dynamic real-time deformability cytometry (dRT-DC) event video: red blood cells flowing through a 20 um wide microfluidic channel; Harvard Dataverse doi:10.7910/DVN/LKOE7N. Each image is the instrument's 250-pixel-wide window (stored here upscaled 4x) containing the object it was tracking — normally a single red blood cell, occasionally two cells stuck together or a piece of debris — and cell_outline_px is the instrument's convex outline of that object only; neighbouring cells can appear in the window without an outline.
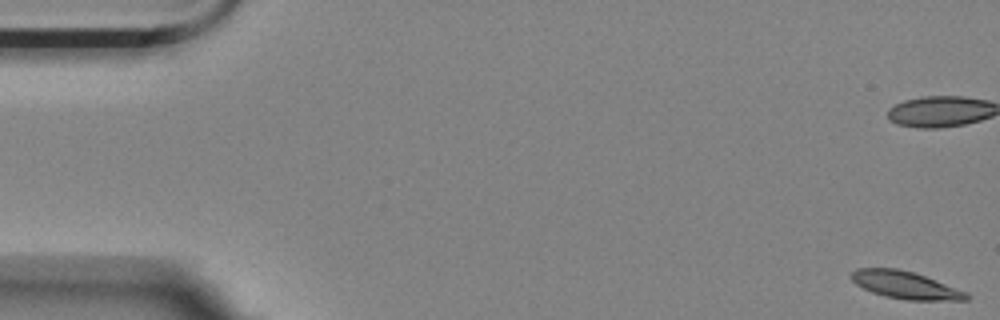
{"species": "Egyptian fruit bat (a non-hibernating species)", "species_latin": "Rousettus aegyptiacus", "temperature_condition": "room temperature", "stored_images_in_passage": 16, "camera_frame_rate_fps": 3000, "um_per_image_px": 0.085, "animal": {"sex": "female"}, "frame": {"image": 1, "passage_image": 1, "time_ms": 0.0, "image_size_px": [1000, 320], "cell_outline_px": [[968, 300], [904, 300], [884, 296], [872, 292], [856, 284], [852, 280], [852, 272], [856, 268], [896, 268], [912, 272], [924, 276], [968, 292]], "centroid_in_image_um": [76.95, 24.23], "position_along_channel_um": 8.0, "area_um2": 18.21}}